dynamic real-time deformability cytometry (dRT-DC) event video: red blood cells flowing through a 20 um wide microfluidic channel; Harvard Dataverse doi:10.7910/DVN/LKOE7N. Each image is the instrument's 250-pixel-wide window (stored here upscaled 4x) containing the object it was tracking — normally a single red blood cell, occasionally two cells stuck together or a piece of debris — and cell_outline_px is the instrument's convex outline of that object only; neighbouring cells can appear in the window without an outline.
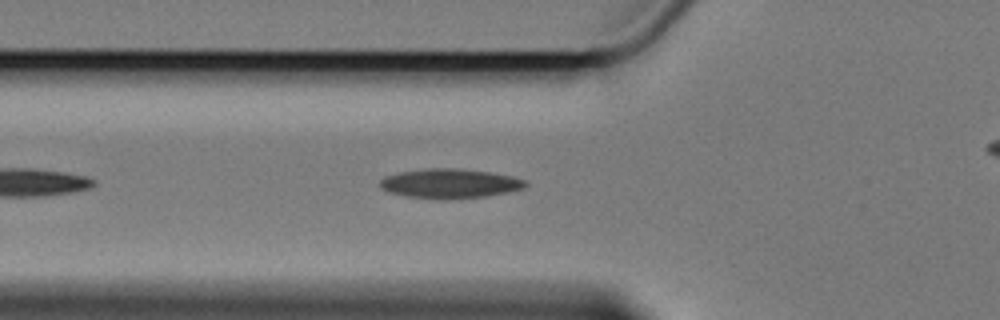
{"species": "Egyptian fruit bat (a non-hibernating species)", "species_latin": "Rousettus aegyptiacus", "temperature_condition": "cold", "stored_images_in_passage": 26, "camera_frame_rate_fps": 3000, "um_per_image_px": 0.085, "animal": {"sex": "female"}, "frame": {"image": 1, "passage_image": 6, "time_ms": 1.667, "image_size_px": [1000, 320], "cell_outline_px": [[528, 184], [524, 188], [512, 192], [488, 196], [460, 200], [436, 200], [404, 196], [388, 192], [380, 188], [380, 180], [384, 176], [400, 172], [428, 168], [456, 168], [488, 172], [512, 176], [524, 180]], "centroid_in_image_um": [38.23, 15.63], "position_along_channel_um": 87.6, "area_um2": 25.61}}
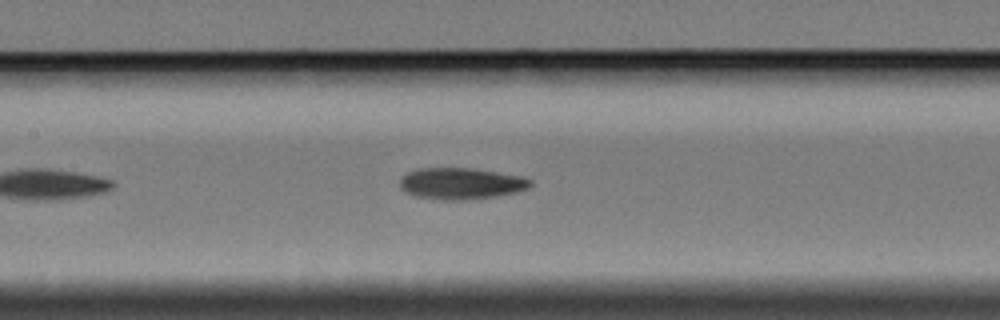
{"frame": {"image": 2, "passage_image": 13, "time_ms": 4.0, "image_size_px": [1000, 320], "cell_outline_px": [[532, 184], [528, 188], [516, 192], [496, 196], [460, 200], [444, 200], [416, 196], [404, 192], [400, 188], [400, 176], [416, 168], [472, 168], [520, 176], [532, 180]], "centroid_in_image_um": [39.14, 15.59], "position_along_channel_um": 168.3, "area_um2": 23.93}}
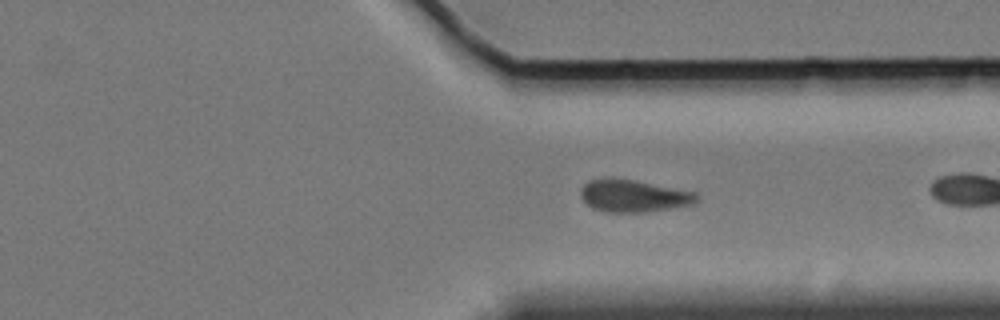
{"frame": {"image": 3, "passage_image": 24, "time_ms": 7.667, "image_size_px": [1000, 320], "cell_outline_px": [[700, 200], [692, 204], [648, 212], [608, 212], [592, 208], [580, 196], [580, 188], [588, 180], [636, 180], [692, 192], [700, 196]], "centroid_in_image_um": [53.86, 16.68], "position_along_channel_um": 357.5, "area_um2": 21.33}}